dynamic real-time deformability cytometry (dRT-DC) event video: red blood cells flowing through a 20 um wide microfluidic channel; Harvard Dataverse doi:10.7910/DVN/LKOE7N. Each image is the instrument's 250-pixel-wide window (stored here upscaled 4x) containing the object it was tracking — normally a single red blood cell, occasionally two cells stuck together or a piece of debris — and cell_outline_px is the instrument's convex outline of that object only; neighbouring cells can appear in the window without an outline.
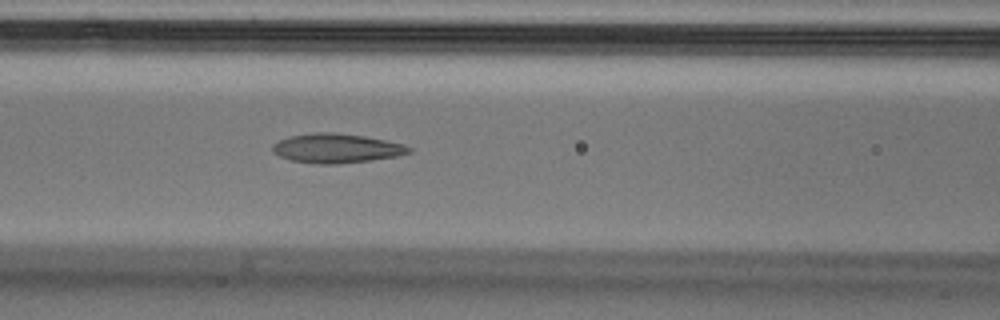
{"species": "Egyptian fruit bat (a non-hibernating species)", "species_latin": "Rousettus aegyptiacus", "temperature_condition": "cold", "stored_images_in_passage": 38, "camera_frame_rate_fps": 3000, "um_per_image_px": 0.085, "animal": {"sex": "male"}, "frame": {"image": 1, "passage_image": 14, "time_ms": 4.333, "image_size_px": [1000, 320], "cell_outline_px": [[412, 152], [396, 156], [372, 160], [336, 164], [316, 164], [292, 160], [280, 156], [272, 152], [272, 144], [288, 136], [316, 132], [332, 132], [364, 136], [404, 144], [412, 148]], "centroid_in_image_um": [28.59, 12.6], "position_along_channel_um": 138.0, "area_um2": 23.29}}
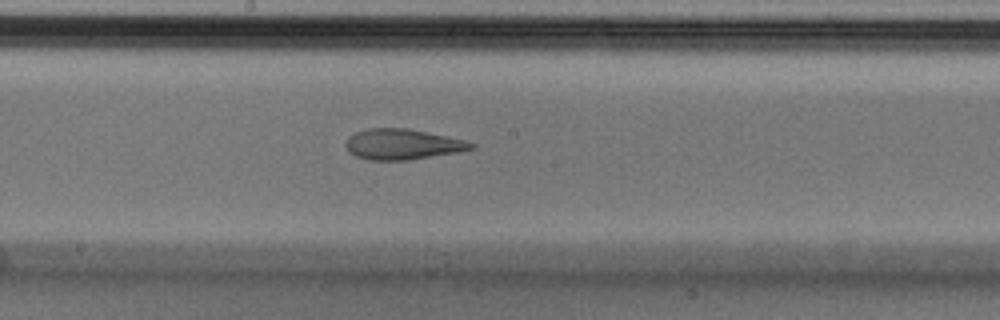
{"frame": {"image": 2, "passage_image": 20, "time_ms": 6.333, "image_size_px": [1000, 320], "cell_outline_px": [[476, 148], [456, 152], [408, 160], [368, 160], [356, 156], [348, 152], [344, 144], [348, 136], [356, 132], [368, 128], [408, 128], [464, 140], [476, 144]], "centroid_in_image_um": [34.16, 12.26], "position_along_channel_um": 214.0, "area_um2": 22.31}}
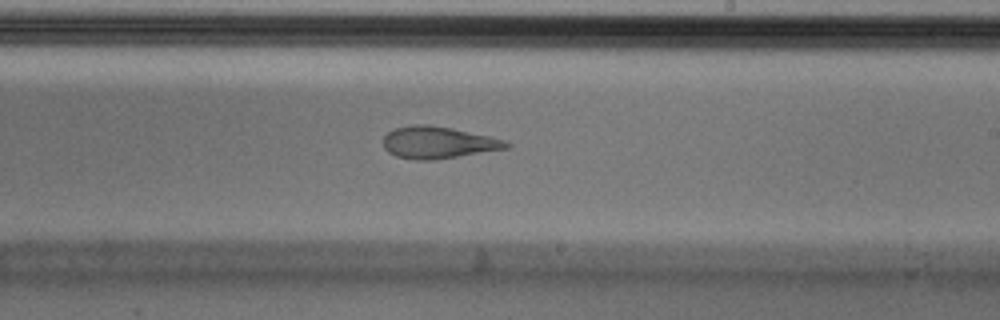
{"frame": {"image": 3, "passage_image": 23, "time_ms": 7.333, "image_size_px": [1000, 320], "cell_outline_px": [[512, 144], [508, 148], [436, 160], [416, 160], [396, 156], [388, 152], [384, 148], [384, 136], [392, 128], [412, 124], [428, 124], [452, 128], [488, 136], [504, 140]], "centroid_in_image_um": [37.21, 12.11], "position_along_channel_um": 251.8, "area_um2": 23.0}, "authors_computed_cell_mechanics": {"area_um2": 23.5824, "velocity_mm_per_s": 3.796, "shape_relaxation_time_tau1_ms": null, "shape_relaxation_time_tau2_ms": 2.3335, "deformation_change_tau1": null, "deformation_change_tau2": 0.1089}}